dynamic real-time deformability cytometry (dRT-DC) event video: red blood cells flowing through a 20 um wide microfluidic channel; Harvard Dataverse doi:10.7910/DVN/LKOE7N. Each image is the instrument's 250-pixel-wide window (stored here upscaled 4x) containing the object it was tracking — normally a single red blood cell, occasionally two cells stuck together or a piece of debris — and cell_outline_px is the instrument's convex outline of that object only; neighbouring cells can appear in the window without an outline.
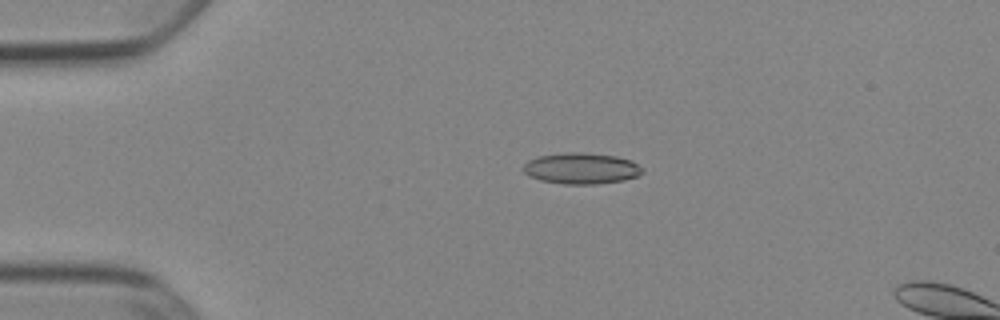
{"species": "Egyptian fruit bat (a non-hibernating species)", "species_latin": "Rousettus aegyptiacus", "temperature_condition": "cold", "stored_images_in_passage": 16, "camera_frame_rate_fps": 3000, "um_per_image_px": 0.085, "animal": {"sex": "female"}, "frame": {"image": 1, "passage_image": 12, "time_ms": 3.667, "image_size_px": [1000, 320], "cell_outline_px": [[644, 172], [636, 176], [624, 180], [596, 184], [564, 184], [540, 180], [528, 176], [524, 172], [524, 164], [528, 160], [536, 156], [564, 152], [584, 152], [616, 156], [632, 160], [644, 168]], "centroid_in_image_um": [49.41, 14.3], "position_along_channel_um": 35.6, "area_um2": 21.85}}